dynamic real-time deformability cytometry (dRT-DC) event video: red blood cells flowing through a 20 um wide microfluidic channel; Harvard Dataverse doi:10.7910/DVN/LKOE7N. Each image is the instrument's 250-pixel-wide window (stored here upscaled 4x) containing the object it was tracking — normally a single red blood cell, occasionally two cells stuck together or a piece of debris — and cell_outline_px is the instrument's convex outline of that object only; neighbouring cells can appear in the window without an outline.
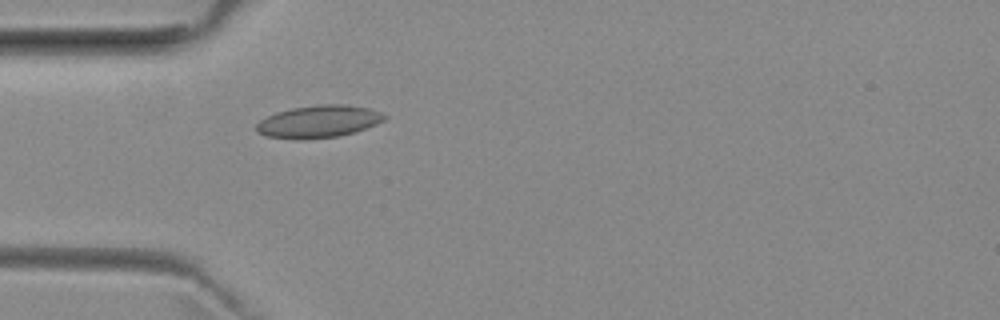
{"species": "common noctule bat (a hibernating species)", "species_latin": "Nyctalus noctula", "temperature_condition": "room temperature", "stored_images_in_passage": 32, "camera_frame_rate_fps": 3000, "um_per_image_px": 0.085, "animal": {"sex": "female", "body_mass_g": 29.2, "forearm_length_mm": 56.3}, "frame": {"image": 1, "passage_image": 3, "time_ms": 0.667, "image_size_px": [1000, 320], "cell_outline_px": [[388, 116], [384, 120], [376, 124], [356, 132], [340, 136], [268, 136], [256, 132], [256, 124], [260, 120], [276, 112], [292, 108], [320, 104], [348, 104], [368, 108], [380, 112]], "centroid_in_image_um": [27.15, 10.27], "position_along_channel_um": 57.8, "area_um2": 23.24}}
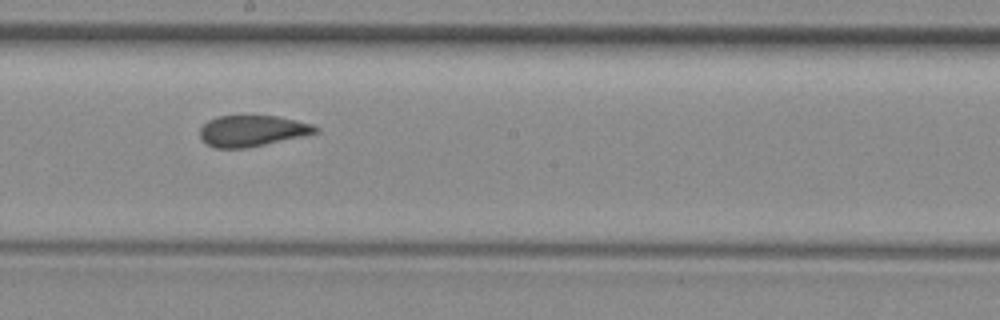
{"frame": {"image": 2, "passage_image": 16, "time_ms": 5.0, "image_size_px": [1000, 320], "cell_outline_px": [[320, 132], [264, 144], [244, 148], [216, 148], [208, 144], [200, 136], [200, 128], [208, 120], [216, 116], [276, 116], [296, 120], [312, 124], [320, 128]], "centroid_in_image_um": [21.44, 11.11], "position_along_channel_um": 226.8, "area_um2": 20.69}}
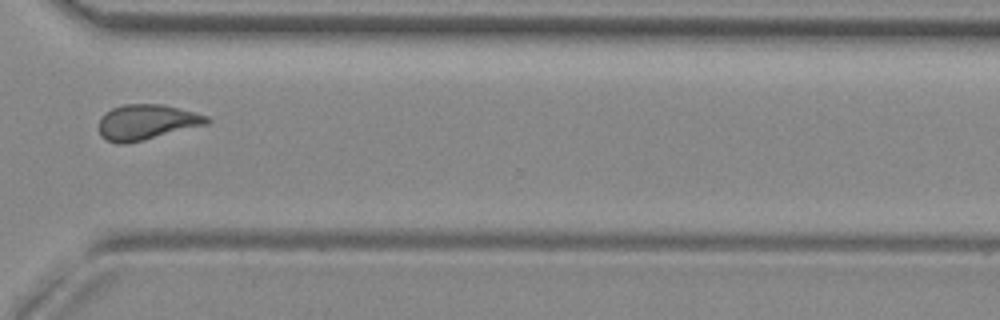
{"frame": {"image": 3, "passage_image": 26, "time_ms": 8.333, "image_size_px": [1000, 320], "cell_outline_px": [[212, 120], [208, 124], [144, 140], [124, 144], [120, 144], [108, 140], [100, 136], [100, 116], [104, 112], [112, 108], [124, 104], [164, 104], [208, 116]], "centroid_in_image_um": [12.47, 10.37], "position_along_channel_um": 358.1, "area_um2": 22.25}, "authors_computed_cell_mechanics": {"area_um2": 21.7906, "velocity_mm_per_s": 3.9345, "shape_relaxation_time_tau1_ms": null, "shape_relaxation_time_tau2_ms": 1.802, "deformation_change_tau1": null, "deformation_change_tau2": 0.0549}}